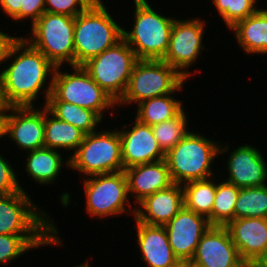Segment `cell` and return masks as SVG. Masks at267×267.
Here are the masks:
<instances>
[{"label": "cell", "mask_w": 267, "mask_h": 267, "mask_svg": "<svg viewBox=\"0 0 267 267\" xmlns=\"http://www.w3.org/2000/svg\"><path fill=\"white\" fill-rule=\"evenodd\" d=\"M5 62L7 64L0 69L2 104L34 106L43 93L42 106L43 104L46 106L51 94L56 66L19 35L12 43Z\"/></svg>", "instance_id": "obj_1"}, {"label": "cell", "mask_w": 267, "mask_h": 267, "mask_svg": "<svg viewBox=\"0 0 267 267\" xmlns=\"http://www.w3.org/2000/svg\"><path fill=\"white\" fill-rule=\"evenodd\" d=\"M103 0H95L75 17L74 66H82L123 39L118 23Z\"/></svg>", "instance_id": "obj_2"}, {"label": "cell", "mask_w": 267, "mask_h": 267, "mask_svg": "<svg viewBox=\"0 0 267 267\" xmlns=\"http://www.w3.org/2000/svg\"><path fill=\"white\" fill-rule=\"evenodd\" d=\"M133 24L123 28V40L138 60H163L168 50L175 17L158 11L148 0H134Z\"/></svg>", "instance_id": "obj_3"}, {"label": "cell", "mask_w": 267, "mask_h": 267, "mask_svg": "<svg viewBox=\"0 0 267 267\" xmlns=\"http://www.w3.org/2000/svg\"><path fill=\"white\" fill-rule=\"evenodd\" d=\"M190 130L187 135L165 154V160L174 183L184 184L204 180L214 174V161L219 158L220 141ZM213 164V166H212Z\"/></svg>", "instance_id": "obj_4"}, {"label": "cell", "mask_w": 267, "mask_h": 267, "mask_svg": "<svg viewBox=\"0 0 267 267\" xmlns=\"http://www.w3.org/2000/svg\"><path fill=\"white\" fill-rule=\"evenodd\" d=\"M56 67L48 101H65L94 111L105 121V112H117V103L89 75L82 66H70L68 72ZM63 70V72H62ZM116 107V108H115ZM108 110V111H107ZM114 110V111H113Z\"/></svg>", "instance_id": "obj_5"}, {"label": "cell", "mask_w": 267, "mask_h": 267, "mask_svg": "<svg viewBox=\"0 0 267 267\" xmlns=\"http://www.w3.org/2000/svg\"><path fill=\"white\" fill-rule=\"evenodd\" d=\"M83 179L82 186L86 196L85 212L90 218L105 220V218L113 216L116 218L123 214L128 216L131 214L134 218L136 207L131 202L124 171L104 173Z\"/></svg>", "instance_id": "obj_6"}, {"label": "cell", "mask_w": 267, "mask_h": 267, "mask_svg": "<svg viewBox=\"0 0 267 267\" xmlns=\"http://www.w3.org/2000/svg\"><path fill=\"white\" fill-rule=\"evenodd\" d=\"M69 169L83 178L124 171L118 130L103 129L85 134L83 142L69 156Z\"/></svg>", "instance_id": "obj_7"}, {"label": "cell", "mask_w": 267, "mask_h": 267, "mask_svg": "<svg viewBox=\"0 0 267 267\" xmlns=\"http://www.w3.org/2000/svg\"><path fill=\"white\" fill-rule=\"evenodd\" d=\"M74 26L75 17L45 12L22 37L56 67L74 66Z\"/></svg>", "instance_id": "obj_8"}, {"label": "cell", "mask_w": 267, "mask_h": 267, "mask_svg": "<svg viewBox=\"0 0 267 267\" xmlns=\"http://www.w3.org/2000/svg\"><path fill=\"white\" fill-rule=\"evenodd\" d=\"M184 82L187 80L163 60H138L117 106L138 105L142 101L174 93Z\"/></svg>", "instance_id": "obj_9"}, {"label": "cell", "mask_w": 267, "mask_h": 267, "mask_svg": "<svg viewBox=\"0 0 267 267\" xmlns=\"http://www.w3.org/2000/svg\"><path fill=\"white\" fill-rule=\"evenodd\" d=\"M29 196L24 190L0 195V234L54 235L55 219Z\"/></svg>", "instance_id": "obj_10"}, {"label": "cell", "mask_w": 267, "mask_h": 267, "mask_svg": "<svg viewBox=\"0 0 267 267\" xmlns=\"http://www.w3.org/2000/svg\"><path fill=\"white\" fill-rule=\"evenodd\" d=\"M137 61L133 49L122 39L115 46L89 59L82 67L118 103L127 90Z\"/></svg>", "instance_id": "obj_11"}, {"label": "cell", "mask_w": 267, "mask_h": 267, "mask_svg": "<svg viewBox=\"0 0 267 267\" xmlns=\"http://www.w3.org/2000/svg\"><path fill=\"white\" fill-rule=\"evenodd\" d=\"M206 23L199 17L184 20L175 18L173 23L168 50L163 61L186 80H190L193 75L192 71L189 72V68L200 61L201 52L206 49L203 43Z\"/></svg>", "instance_id": "obj_12"}, {"label": "cell", "mask_w": 267, "mask_h": 267, "mask_svg": "<svg viewBox=\"0 0 267 267\" xmlns=\"http://www.w3.org/2000/svg\"><path fill=\"white\" fill-rule=\"evenodd\" d=\"M226 143V144H225ZM225 144V145H224ZM229 142H221L219 155H226L227 175L225 181L234 184L238 188L260 187L267 183V162L264 154L252 144H244L232 148ZM223 145V146H222ZM229 151H231L229 153ZM228 152V153H227Z\"/></svg>", "instance_id": "obj_13"}, {"label": "cell", "mask_w": 267, "mask_h": 267, "mask_svg": "<svg viewBox=\"0 0 267 267\" xmlns=\"http://www.w3.org/2000/svg\"><path fill=\"white\" fill-rule=\"evenodd\" d=\"M5 136L25 153L43 148L44 105L9 106Z\"/></svg>", "instance_id": "obj_14"}, {"label": "cell", "mask_w": 267, "mask_h": 267, "mask_svg": "<svg viewBox=\"0 0 267 267\" xmlns=\"http://www.w3.org/2000/svg\"><path fill=\"white\" fill-rule=\"evenodd\" d=\"M134 119L129 128L123 124L118 130L124 169L165 159V153L154 137L151 126Z\"/></svg>", "instance_id": "obj_15"}, {"label": "cell", "mask_w": 267, "mask_h": 267, "mask_svg": "<svg viewBox=\"0 0 267 267\" xmlns=\"http://www.w3.org/2000/svg\"><path fill=\"white\" fill-rule=\"evenodd\" d=\"M192 260L200 267H248L225 226H210L201 237Z\"/></svg>", "instance_id": "obj_16"}, {"label": "cell", "mask_w": 267, "mask_h": 267, "mask_svg": "<svg viewBox=\"0 0 267 267\" xmlns=\"http://www.w3.org/2000/svg\"><path fill=\"white\" fill-rule=\"evenodd\" d=\"M210 226L206 217L183 206L164 226L175 256L179 260L192 259L201 237Z\"/></svg>", "instance_id": "obj_17"}, {"label": "cell", "mask_w": 267, "mask_h": 267, "mask_svg": "<svg viewBox=\"0 0 267 267\" xmlns=\"http://www.w3.org/2000/svg\"><path fill=\"white\" fill-rule=\"evenodd\" d=\"M240 258L251 267L267 249V218H239L226 226Z\"/></svg>", "instance_id": "obj_18"}, {"label": "cell", "mask_w": 267, "mask_h": 267, "mask_svg": "<svg viewBox=\"0 0 267 267\" xmlns=\"http://www.w3.org/2000/svg\"><path fill=\"white\" fill-rule=\"evenodd\" d=\"M183 206L182 185L174 183L140 201L134 218L143 224L165 226Z\"/></svg>", "instance_id": "obj_19"}, {"label": "cell", "mask_w": 267, "mask_h": 267, "mask_svg": "<svg viewBox=\"0 0 267 267\" xmlns=\"http://www.w3.org/2000/svg\"><path fill=\"white\" fill-rule=\"evenodd\" d=\"M133 221L142 263L147 267H174L179 259L171 249L166 228L143 224L135 218Z\"/></svg>", "instance_id": "obj_20"}, {"label": "cell", "mask_w": 267, "mask_h": 267, "mask_svg": "<svg viewBox=\"0 0 267 267\" xmlns=\"http://www.w3.org/2000/svg\"><path fill=\"white\" fill-rule=\"evenodd\" d=\"M129 196L135 206L145 197L174 184L165 159L124 169Z\"/></svg>", "instance_id": "obj_21"}, {"label": "cell", "mask_w": 267, "mask_h": 267, "mask_svg": "<svg viewBox=\"0 0 267 267\" xmlns=\"http://www.w3.org/2000/svg\"><path fill=\"white\" fill-rule=\"evenodd\" d=\"M60 150L51 148H40L26 152L25 173L40 186L47 187L50 184L57 182L60 172L70 166L69 158L64 159ZM28 154V155H27ZM65 161V162H64ZM64 166V167H63ZM58 176V177H57ZM57 179V180H56Z\"/></svg>", "instance_id": "obj_22"}, {"label": "cell", "mask_w": 267, "mask_h": 267, "mask_svg": "<svg viewBox=\"0 0 267 267\" xmlns=\"http://www.w3.org/2000/svg\"><path fill=\"white\" fill-rule=\"evenodd\" d=\"M264 8L259 7L255 13L230 28L237 44L248 55L267 56V9Z\"/></svg>", "instance_id": "obj_23"}, {"label": "cell", "mask_w": 267, "mask_h": 267, "mask_svg": "<svg viewBox=\"0 0 267 267\" xmlns=\"http://www.w3.org/2000/svg\"><path fill=\"white\" fill-rule=\"evenodd\" d=\"M57 225L54 221V235H6L0 234V265H9L22 255L34 249L63 246Z\"/></svg>", "instance_id": "obj_24"}, {"label": "cell", "mask_w": 267, "mask_h": 267, "mask_svg": "<svg viewBox=\"0 0 267 267\" xmlns=\"http://www.w3.org/2000/svg\"><path fill=\"white\" fill-rule=\"evenodd\" d=\"M85 133L68 122L59 120L44 106V147L70 152L83 142ZM73 151V152H71Z\"/></svg>", "instance_id": "obj_25"}, {"label": "cell", "mask_w": 267, "mask_h": 267, "mask_svg": "<svg viewBox=\"0 0 267 267\" xmlns=\"http://www.w3.org/2000/svg\"><path fill=\"white\" fill-rule=\"evenodd\" d=\"M186 82H184L174 93L154 97L140 102L136 106V115L134 117L141 123L154 126L164 121L176 117L184 108L182 100L175 98L176 92L184 91ZM182 90V91H181Z\"/></svg>", "instance_id": "obj_26"}, {"label": "cell", "mask_w": 267, "mask_h": 267, "mask_svg": "<svg viewBox=\"0 0 267 267\" xmlns=\"http://www.w3.org/2000/svg\"><path fill=\"white\" fill-rule=\"evenodd\" d=\"M184 207L206 217L211 225V213L216 192V176L182 184Z\"/></svg>", "instance_id": "obj_27"}, {"label": "cell", "mask_w": 267, "mask_h": 267, "mask_svg": "<svg viewBox=\"0 0 267 267\" xmlns=\"http://www.w3.org/2000/svg\"><path fill=\"white\" fill-rule=\"evenodd\" d=\"M46 107L59 120L74 125L85 134L96 131L103 123L94 111L65 101H47Z\"/></svg>", "instance_id": "obj_28"}, {"label": "cell", "mask_w": 267, "mask_h": 267, "mask_svg": "<svg viewBox=\"0 0 267 267\" xmlns=\"http://www.w3.org/2000/svg\"><path fill=\"white\" fill-rule=\"evenodd\" d=\"M216 178V192L211 213V226H226L234 220V207L238 199L239 189L225 179ZM217 180L218 183H217Z\"/></svg>", "instance_id": "obj_29"}, {"label": "cell", "mask_w": 267, "mask_h": 267, "mask_svg": "<svg viewBox=\"0 0 267 267\" xmlns=\"http://www.w3.org/2000/svg\"><path fill=\"white\" fill-rule=\"evenodd\" d=\"M267 218V184L239 189L234 219Z\"/></svg>", "instance_id": "obj_30"}, {"label": "cell", "mask_w": 267, "mask_h": 267, "mask_svg": "<svg viewBox=\"0 0 267 267\" xmlns=\"http://www.w3.org/2000/svg\"><path fill=\"white\" fill-rule=\"evenodd\" d=\"M186 112L183 109L173 119L151 126L153 135L165 154L178 144L191 130L188 126L190 124L188 123Z\"/></svg>", "instance_id": "obj_31"}, {"label": "cell", "mask_w": 267, "mask_h": 267, "mask_svg": "<svg viewBox=\"0 0 267 267\" xmlns=\"http://www.w3.org/2000/svg\"><path fill=\"white\" fill-rule=\"evenodd\" d=\"M226 28H232L238 21L246 19L260 7L258 0H210ZM258 3V5H257ZM257 6V7H256Z\"/></svg>", "instance_id": "obj_32"}, {"label": "cell", "mask_w": 267, "mask_h": 267, "mask_svg": "<svg viewBox=\"0 0 267 267\" xmlns=\"http://www.w3.org/2000/svg\"><path fill=\"white\" fill-rule=\"evenodd\" d=\"M2 152V149L1 151ZM4 158L3 154L0 153V195H9L21 190H26L20 184L17 172L14 166Z\"/></svg>", "instance_id": "obj_33"}, {"label": "cell", "mask_w": 267, "mask_h": 267, "mask_svg": "<svg viewBox=\"0 0 267 267\" xmlns=\"http://www.w3.org/2000/svg\"><path fill=\"white\" fill-rule=\"evenodd\" d=\"M95 0H45V12L76 17Z\"/></svg>", "instance_id": "obj_34"}, {"label": "cell", "mask_w": 267, "mask_h": 267, "mask_svg": "<svg viewBox=\"0 0 267 267\" xmlns=\"http://www.w3.org/2000/svg\"><path fill=\"white\" fill-rule=\"evenodd\" d=\"M45 13V0H22L21 22H30V27Z\"/></svg>", "instance_id": "obj_35"}, {"label": "cell", "mask_w": 267, "mask_h": 267, "mask_svg": "<svg viewBox=\"0 0 267 267\" xmlns=\"http://www.w3.org/2000/svg\"><path fill=\"white\" fill-rule=\"evenodd\" d=\"M22 0H0V10L14 22H21Z\"/></svg>", "instance_id": "obj_36"}, {"label": "cell", "mask_w": 267, "mask_h": 267, "mask_svg": "<svg viewBox=\"0 0 267 267\" xmlns=\"http://www.w3.org/2000/svg\"><path fill=\"white\" fill-rule=\"evenodd\" d=\"M4 30H1L0 28V68H1V65L3 64H6L5 61H6V57H7V54H8V51L12 45V43L17 39L16 36H12V34H10V31L7 33L4 31Z\"/></svg>", "instance_id": "obj_37"}, {"label": "cell", "mask_w": 267, "mask_h": 267, "mask_svg": "<svg viewBox=\"0 0 267 267\" xmlns=\"http://www.w3.org/2000/svg\"><path fill=\"white\" fill-rule=\"evenodd\" d=\"M9 106L2 104L0 106V140L5 137L6 131V117L8 114Z\"/></svg>", "instance_id": "obj_38"}, {"label": "cell", "mask_w": 267, "mask_h": 267, "mask_svg": "<svg viewBox=\"0 0 267 267\" xmlns=\"http://www.w3.org/2000/svg\"><path fill=\"white\" fill-rule=\"evenodd\" d=\"M174 267H200L192 259L178 260Z\"/></svg>", "instance_id": "obj_39"}, {"label": "cell", "mask_w": 267, "mask_h": 267, "mask_svg": "<svg viewBox=\"0 0 267 267\" xmlns=\"http://www.w3.org/2000/svg\"><path fill=\"white\" fill-rule=\"evenodd\" d=\"M251 267H267V249Z\"/></svg>", "instance_id": "obj_40"}, {"label": "cell", "mask_w": 267, "mask_h": 267, "mask_svg": "<svg viewBox=\"0 0 267 267\" xmlns=\"http://www.w3.org/2000/svg\"><path fill=\"white\" fill-rule=\"evenodd\" d=\"M74 267H90V263L87 261H84L83 263H79V265H75Z\"/></svg>", "instance_id": "obj_41"}]
</instances>
